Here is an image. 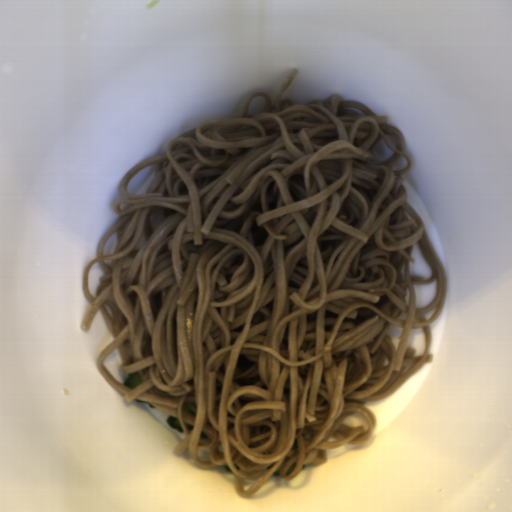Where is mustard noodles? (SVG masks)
<instances>
[{
    "label": "mustard noodles",
    "mask_w": 512,
    "mask_h": 512,
    "mask_svg": "<svg viewBox=\"0 0 512 512\" xmlns=\"http://www.w3.org/2000/svg\"><path fill=\"white\" fill-rule=\"evenodd\" d=\"M299 70L274 103L251 94L235 117L201 122L130 166L118 181L127 199L109 206L121 217L83 268L79 328L100 310L113 338L97 371L127 402L174 416L185 438L173 451L205 469L226 465L242 498L276 473L290 481L330 450L369 442L379 420L364 405L433 362L432 324L447 302L446 268L408 202L404 133L338 93L281 99ZM258 96L264 110L247 114ZM382 138L395 153L367 164ZM401 157L408 166L392 171ZM155 164L146 193L127 192ZM116 231L114 254L102 256ZM416 242L430 279L410 276ZM97 262L107 274L95 299L87 276ZM436 279V298L416 308L413 285ZM392 325L404 327L397 351ZM422 328L415 356L410 332ZM116 348L123 384L103 365ZM356 412L370 427L343 423Z\"/></svg>",
    "instance_id": "0af2e427"
}]
</instances>
